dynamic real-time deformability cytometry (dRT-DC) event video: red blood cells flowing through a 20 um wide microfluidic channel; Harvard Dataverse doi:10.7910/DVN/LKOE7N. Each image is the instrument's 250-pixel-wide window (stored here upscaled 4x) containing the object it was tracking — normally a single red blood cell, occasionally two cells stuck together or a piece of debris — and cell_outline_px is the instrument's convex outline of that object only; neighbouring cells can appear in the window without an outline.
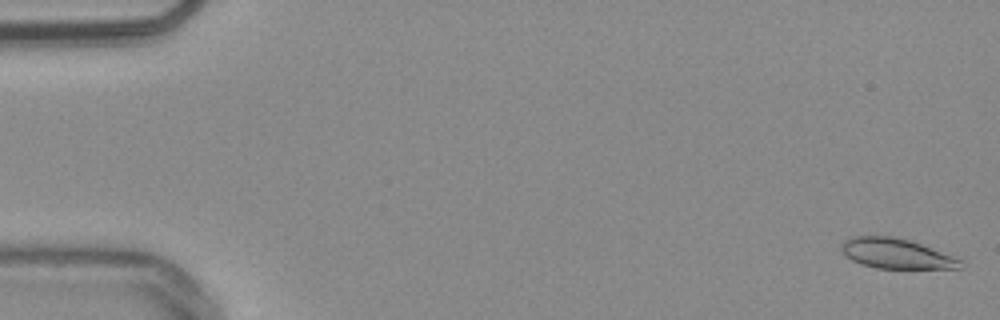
{"species": "common noctule bat (a hibernating species)", "species_latin": "Nyctalus noctula", "temperature_condition": "warm", "stored_images_in_passage": 55, "camera_frame_rate_fps": 3000, "um_per_image_px": 0.085, "animal": {"sex": "male", "body_mass_g": 20.4}, "frame": {"image": 1, "passage_image": 2, "time_ms": 0.333, "image_size_px": [1000, 320], "cell_outline_px": [[964, 268], [876, 268], [860, 264], [844, 256], [840, 248], [840, 244], [844, 240], [856, 236], [892, 236], [908, 240], [920, 244], [964, 260]], "centroid_in_image_um": [76.16, 21.56], "position_along_channel_um": 8.8, "area_um2": 20.87}}
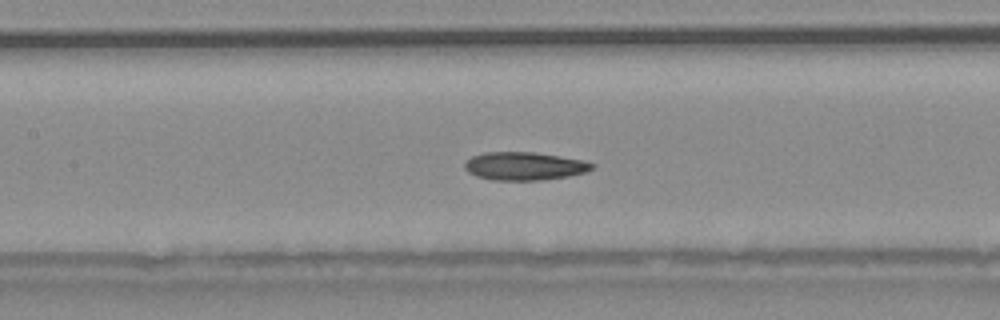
{"frame": {"image": 2, "passage_image": 26, "time_ms": 8.333, "image_size_px": [1000, 320], "cell_outline_px": [[596, 164], [592, 168], [584, 172], [568, 176], [544, 180], [492, 180], [476, 176], [468, 172], [464, 168], [464, 160], [472, 156], [484, 152], [532, 152], [560, 156], [584, 160]], "centroid_in_image_um": [44.53, 14.11], "position_along_channel_um": 162.9, "area_um2": 20.98}}
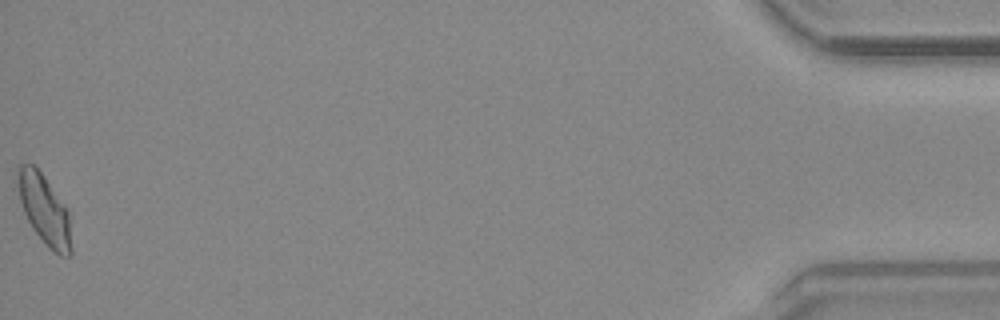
{"frame": {"image": 3, "passage_image": 55, "time_ms": 18.0, "image_size_px": [1000, 320], "cell_outline_px": [[72, 256], [60, 256], [52, 252], [48, 248], [32, 228], [24, 212], [20, 200], [16, 184], [16, 172], [20, 164], [32, 164], [44, 176], [68, 208], [72, 248]], "centroid_in_image_um": [3.78, 17.84], "position_along_channel_um": 431.4, "area_um2": 22.14}, "authors_computed_cell_mechanics": {"area_um2": 21.097, "velocity_mm_per_s": 3.7873, "shape_relaxation_time_tau1_ms": null, "shape_relaxation_time_tau2_ms": 4.4544, "deformation_change_tau1": null, "deformation_change_tau2": 0.0947}}